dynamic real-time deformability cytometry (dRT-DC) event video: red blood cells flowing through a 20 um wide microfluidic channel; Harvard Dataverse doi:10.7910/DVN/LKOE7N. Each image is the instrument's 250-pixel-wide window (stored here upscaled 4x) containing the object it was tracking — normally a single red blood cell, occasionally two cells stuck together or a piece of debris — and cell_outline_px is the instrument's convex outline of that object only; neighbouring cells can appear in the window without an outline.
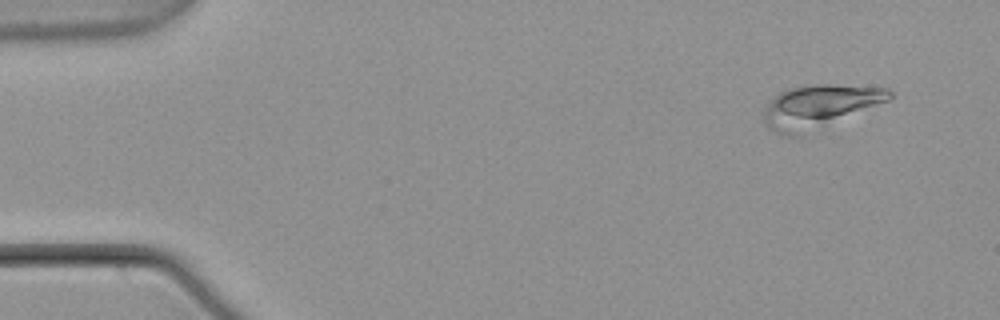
{"species": "common noctule bat (a hibernating species)", "species_latin": "Nyctalus noctula", "temperature_condition": "warm", "stored_images_in_passage": 4, "camera_frame_rate_fps": 3000, "um_per_image_px": 0.085, "animal": {"sex": "male", "body_mass_g": 21.5, "forearm_length_mm": 52.0}, "frame": {"image": 1, "passage_image": 1, "time_ms": 0.0, "image_size_px": [1000, 320], "cell_outline_px": [[892, 96], [888, 100], [800, 136], [780, 136], [768, 128], [764, 124], [764, 104], [772, 96], [788, 88], [812, 84], [832, 84], [888, 88], [892, 92]], "centroid_in_image_um": [69.54, 9.05], "position_along_channel_um": 15.5, "area_um2": 31.73}}